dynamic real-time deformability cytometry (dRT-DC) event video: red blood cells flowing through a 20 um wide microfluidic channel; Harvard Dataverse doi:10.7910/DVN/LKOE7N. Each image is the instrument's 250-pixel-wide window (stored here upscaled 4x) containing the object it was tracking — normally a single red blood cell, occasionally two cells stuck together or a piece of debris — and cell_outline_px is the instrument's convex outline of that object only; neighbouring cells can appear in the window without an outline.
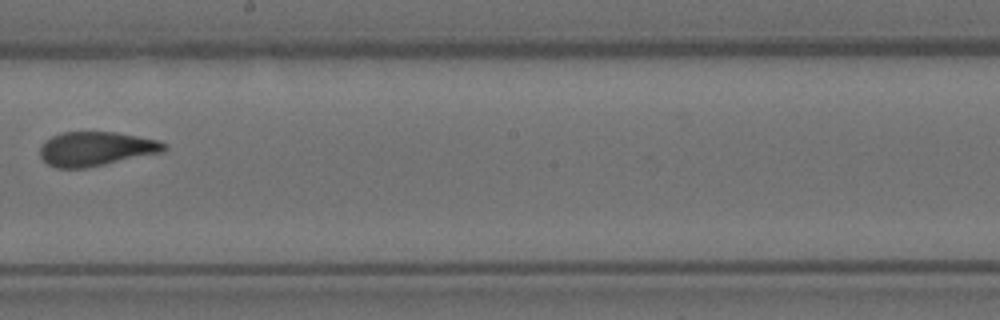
{"species": "Egyptian fruit bat (a non-hibernating species)", "species_latin": "Rousettus aegyptiacus", "temperature_condition": "room temperature", "stored_images_in_passage": 9, "camera_frame_rate_fps": 3000, "um_per_image_px": 0.085, "animal": {"sex": "female"}, "frame": {"image": 1, "passage_image": 9, "time_ms": 2.667, "image_size_px": [1000, 320], "cell_outline_px": [[168, 148], [160, 152], [104, 164], [84, 168], [56, 168], [48, 164], [40, 156], [40, 148], [44, 140], [60, 132], [116, 132], [160, 140], [168, 144]], "centroid_in_image_um": [8.14, 12.63], "position_along_channel_um": 240.1, "area_um2": 24.68}}